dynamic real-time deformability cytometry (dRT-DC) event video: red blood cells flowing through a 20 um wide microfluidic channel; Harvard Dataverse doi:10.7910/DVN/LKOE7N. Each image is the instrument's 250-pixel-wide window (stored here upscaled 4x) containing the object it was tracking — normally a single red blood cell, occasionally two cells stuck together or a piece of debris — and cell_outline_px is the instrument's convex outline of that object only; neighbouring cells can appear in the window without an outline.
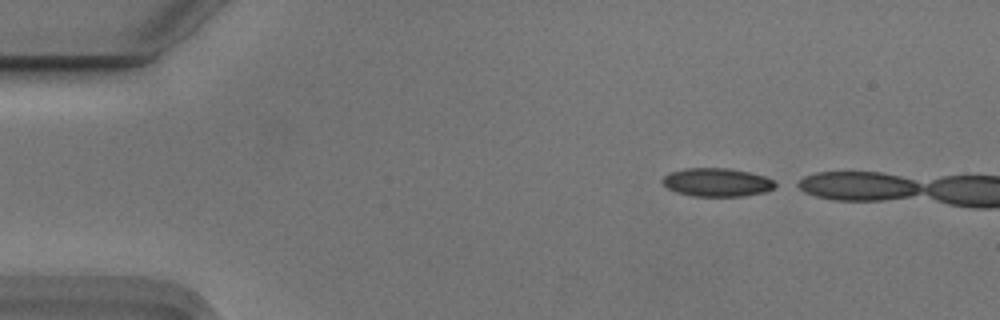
{"species": "Egyptian fruit bat (a non-hibernating species)", "species_latin": "Rousettus aegyptiacus", "temperature_condition": "cold", "stored_images_in_passage": 5, "camera_frame_rate_fps": 3000, "um_per_image_px": 0.085, "animal": {"sex": "male"}, "frame": {"image": 1, "passage_image": 1, "time_ms": 0.0, "image_size_px": [1000, 320], "cell_outline_px": [[780, 184], [776, 188], [764, 192], [740, 196], [696, 196], [676, 192], [668, 188], [660, 180], [668, 172], [684, 168], [728, 168], [748, 172], [764, 176]], "centroid_in_image_um": [60.94, 15.49], "position_along_channel_um": 24.1, "area_um2": 18.73}}